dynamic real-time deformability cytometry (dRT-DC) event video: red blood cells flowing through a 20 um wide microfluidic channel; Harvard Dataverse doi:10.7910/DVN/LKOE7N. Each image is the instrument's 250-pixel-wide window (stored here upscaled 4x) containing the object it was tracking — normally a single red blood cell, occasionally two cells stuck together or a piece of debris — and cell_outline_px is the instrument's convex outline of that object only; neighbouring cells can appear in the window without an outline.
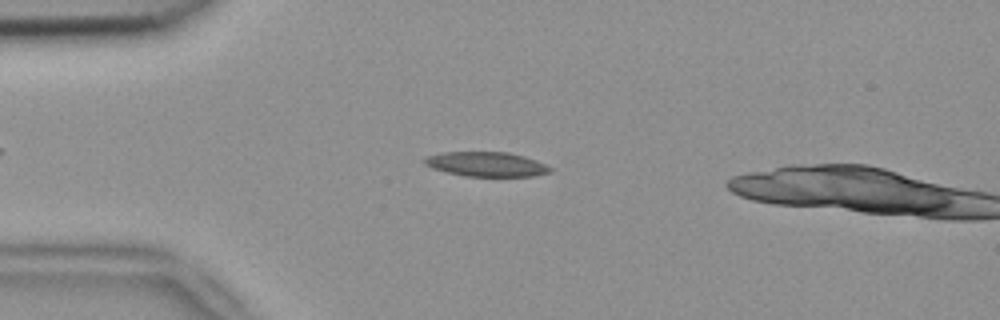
{"species": "common noctule bat (a hibernating species)", "species_latin": "Nyctalus noctula", "temperature_condition": "room temperature", "stored_images_in_passage": 15, "camera_frame_rate_fps": 3000, "um_per_image_px": 0.085, "animal": {"sex": "female", "body_mass_g": 18.4}, "frame": {"image": 1, "passage_image": 13, "time_ms": 4.0, "image_size_px": [1000, 320], "cell_outline_px": [[552, 172], [532, 176], [464, 176], [432, 168], [424, 164], [420, 160], [424, 156], [444, 152], [508, 152], [524, 156], [536, 160], [552, 168]], "centroid_in_image_um": [41.3, 13.95], "position_along_channel_um": 43.7, "area_um2": 18.09}}